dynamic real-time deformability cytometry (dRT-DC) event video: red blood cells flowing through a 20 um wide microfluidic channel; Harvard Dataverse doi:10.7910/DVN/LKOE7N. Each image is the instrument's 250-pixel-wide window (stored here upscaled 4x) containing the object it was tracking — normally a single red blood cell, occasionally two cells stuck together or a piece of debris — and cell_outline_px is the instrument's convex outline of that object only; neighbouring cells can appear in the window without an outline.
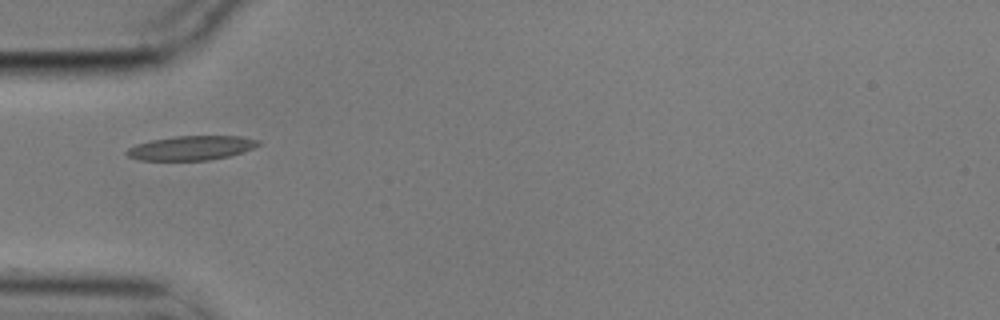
{"species": "common noctule bat (a hibernating species)", "species_latin": "Nyctalus noctula", "temperature_condition": "cold", "stored_images_in_passage": 9, "camera_frame_rate_fps": 3000, "um_per_image_px": 0.085, "animal": {"sex": "male", "body_mass_g": 17.9}, "frame": {"image": 1, "passage_image": 1, "time_ms": 0.0, "image_size_px": [1000, 320], "cell_outline_px": [[260, 144], [252, 148], [232, 156], [208, 160], [140, 160], [128, 156], [124, 152], [128, 148], [136, 144], [152, 140], [176, 136], [240, 136], [260, 140]], "centroid_in_image_um": [16.27, 12.58], "position_along_channel_um": 68.7, "area_um2": 18.61}}
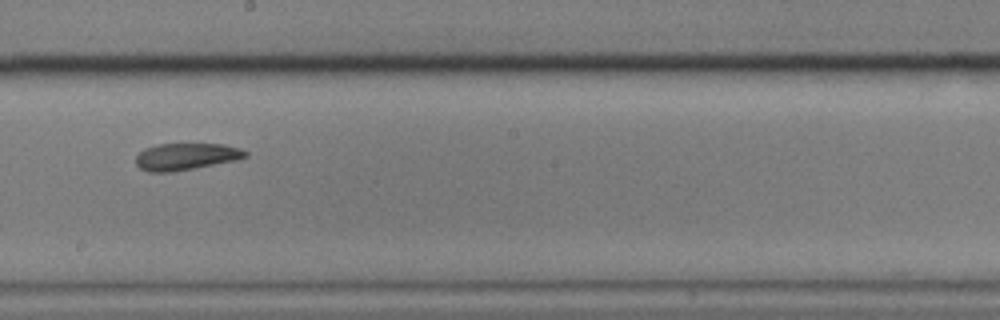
{"frame": {"image": 2, "passage_image": 5, "time_ms": 1.333, "image_size_px": [1000, 320], "cell_outline_px": [[248, 156], [236, 160], [172, 172], [148, 172], [140, 168], [136, 164], [136, 156], [144, 148], [156, 144], [224, 144], [240, 148], [248, 152]], "centroid_in_image_um": [15.8, 13.3], "position_along_channel_um": 232.4, "area_um2": 17.17}}
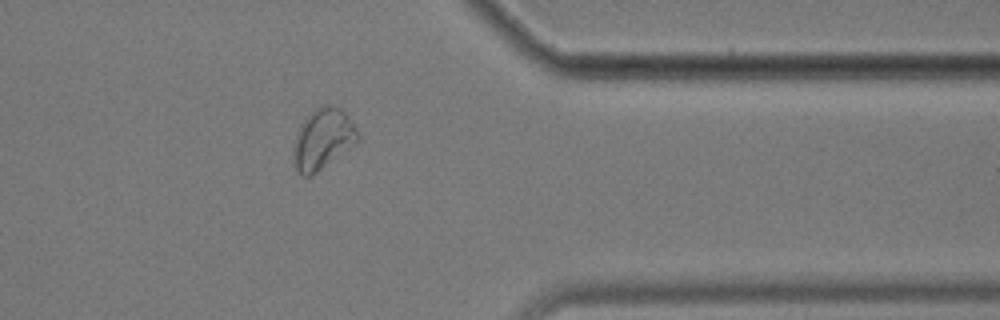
{"frame": {"image": 3, "passage_image": 9, "time_ms": 2.667, "image_size_px": [1000, 320], "cell_outline_px": [[360, 140], [356, 144], [312, 176], [304, 176], [296, 168], [292, 148], [296, 136], [304, 120], [316, 108], [324, 104], [332, 104], [340, 108], [348, 116], [356, 128], [360, 136]], "centroid_in_image_um": [27.48, 11.81], "position_along_channel_um": 383.9, "area_um2": 22.66}}